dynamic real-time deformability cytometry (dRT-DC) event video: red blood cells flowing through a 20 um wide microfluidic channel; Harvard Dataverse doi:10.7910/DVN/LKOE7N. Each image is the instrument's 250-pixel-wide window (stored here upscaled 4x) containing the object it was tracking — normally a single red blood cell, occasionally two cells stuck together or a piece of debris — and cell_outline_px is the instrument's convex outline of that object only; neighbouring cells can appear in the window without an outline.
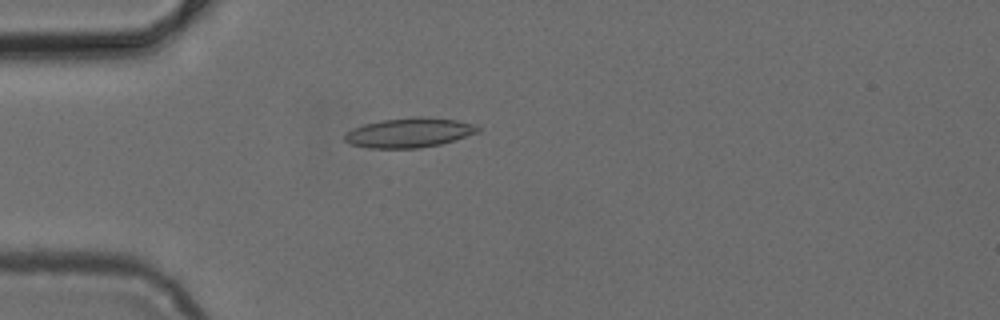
{"species": "common noctule bat (a hibernating species)", "species_latin": "Nyctalus noctula", "temperature_condition": "cold", "stored_images_in_passage": 45, "camera_frame_rate_fps": 3000, "um_per_image_px": 0.085, "animal": {"sex": "female", "body_mass_g": 24.6, "forearm_length_mm": 56.2}, "frame": {"image": 1, "passage_image": 10, "time_ms": 3.0, "image_size_px": [1000, 320], "cell_outline_px": [[480, 132], [440, 144], [420, 148], [368, 148], [348, 144], [344, 140], [344, 132], [352, 128], [364, 124], [380, 120], [416, 116], [420, 116], [456, 120], [472, 124], [480, 128]], "centroid_in_image_um": [34.72, 11.28], "position_along_channel_um": 50.3, "area_um2": 23.12}}
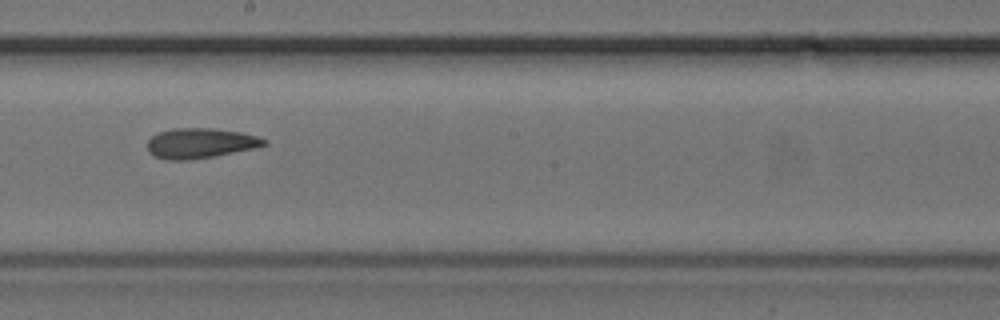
{"frame": {"image": 2, "passage_image": 24, "time_ms": 7.667, "image_size_px": [1000, 320], "cell_outline_px": [[268, 144], [256, 148], [192, 160], [164, 160], [152, 156], [148, 152], [148, 140], [152, 136], [160, 132], [172, 128], [212, 128], [240, 132], [256, 136], [268, 140]], "centroid_in_image_um": [17.01, 12.18], "position_along_channel_um": 231.2, "area_um2": 20.63}}
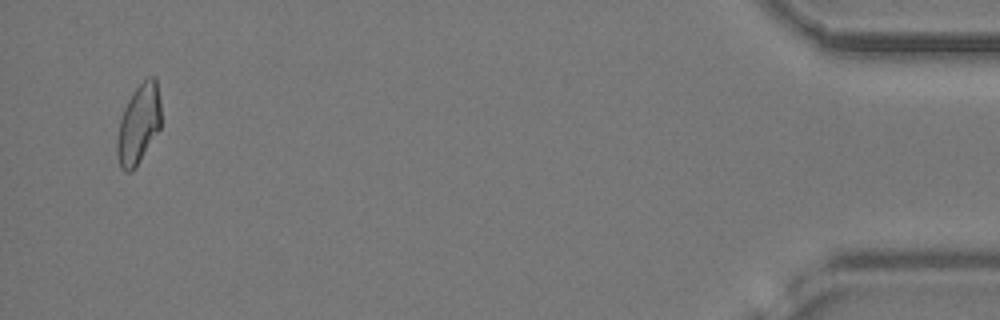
{"frame": {"image": 3, "passage_image": 44, "time_ms": 14.333, "image_size_px": [1000, 320], "cell_outline_px": [[160, 128], [136, 168], [132, 172], [124, 172], [120, 168], [116, 152], [116, 144], [120, 120], [124, 108], [132, 92], [148, 76], [156, 76], [160, 100]], "centroid_in_image_um": [11.78, 10.57], "position_along_channel_um": 423.4, "area_um2": 20.52}}